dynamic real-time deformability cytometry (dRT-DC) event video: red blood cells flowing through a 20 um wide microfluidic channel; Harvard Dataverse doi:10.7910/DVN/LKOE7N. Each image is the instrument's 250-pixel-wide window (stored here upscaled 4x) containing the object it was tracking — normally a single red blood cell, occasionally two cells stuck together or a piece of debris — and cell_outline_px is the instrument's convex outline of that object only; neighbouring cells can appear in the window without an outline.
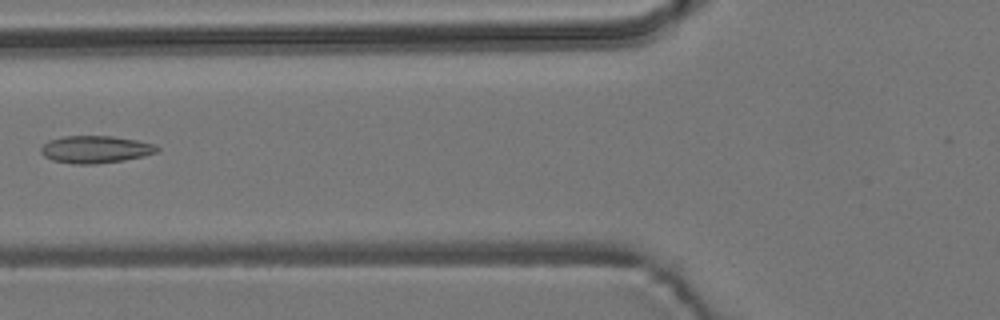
{"species": "common noctule bat (a hibernating species)", "species_latin": "Nyctalus noctula", "temperature_condition": "room temperature", "stored_images_in_passage": 5, "camera_frame_rate_fps": 3000, "um_per_image_px": 0.085, "animal": {"sex": "male", "body_mass_g": 19.2, "forearm_length_mm": 51.8}, "frame": {"image": 1, "passage_image": 5, "time_ms": 4.333, "image_size_px": [1000, 320], "cell_outline_px": [[160, 152], [144, 156], [124, 160], [96, 164], [76, 164], [52, 160], [44, 156], [40, 152], [40, 148], [48, 140], [64, 136], [112, 136], [136, 140], [156, 144], [160, 148]], "centroid_in_image_um": [8.14, 12.7], "position_along_channel_um": 117.7, "area_um2": 18.67}}